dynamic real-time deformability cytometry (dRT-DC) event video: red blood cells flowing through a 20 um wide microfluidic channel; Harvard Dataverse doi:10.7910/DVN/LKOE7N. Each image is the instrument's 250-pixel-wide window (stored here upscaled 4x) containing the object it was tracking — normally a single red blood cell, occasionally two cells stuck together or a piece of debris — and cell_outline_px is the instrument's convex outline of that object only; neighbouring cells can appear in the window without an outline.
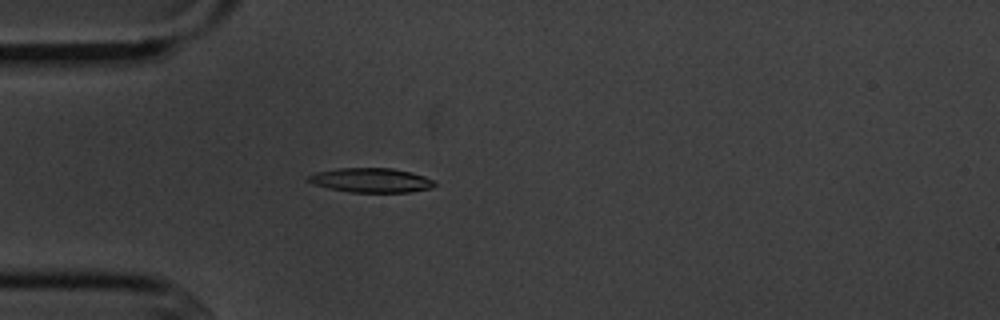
{"species": "common noctule bat (a hibernating species)", "species_latin": "Nyctalus noctula", "temperature_condition": "cold", "stored_images_in_passage": 5, "camera_frame_rate_fps": 3000, "um_per_image_px": 0.085, "animal": {"sex": "male", "body_mass_g": 20.1, "forearm_length_mm": 53.5}, "frame": {"image": 1, "passage_image": 5, "time_ms": 4.667, "image_size_px": [1000, 320], "cell_outline_px": [[436, 184], [432, 188], [408, 192], [352, 192], [328, 188], [312, 184], [304, 180], [308, 176], [316, 172], [340, 168], [392, 168], [412, 172], [436, 180]], "centroid_in_image_um": [31.54, 15.32], "position_along_channel_um": 53.5, "area_um2": 18.09}}